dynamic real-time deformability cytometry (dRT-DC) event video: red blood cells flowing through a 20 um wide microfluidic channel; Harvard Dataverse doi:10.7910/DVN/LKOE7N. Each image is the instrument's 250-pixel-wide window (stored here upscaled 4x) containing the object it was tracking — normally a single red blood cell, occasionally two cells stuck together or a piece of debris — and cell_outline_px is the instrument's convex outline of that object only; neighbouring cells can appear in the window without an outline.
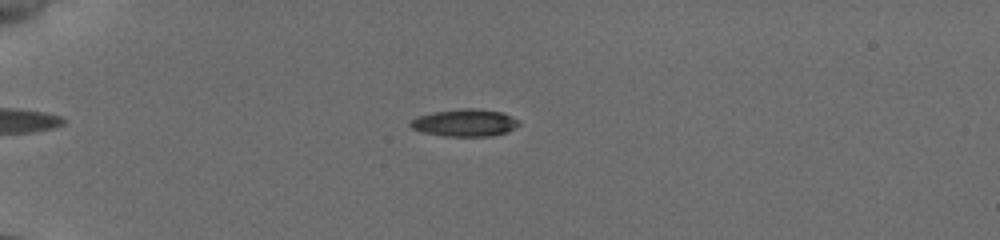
{"species": "common noctule bat (a hibernating species)", "species_latin": "Nyctalus noctula", "temperature_condition": "cold", "stored_images_in_passage": 34, "camera_frame_rate_fps": 3000, "um_per_image_px": 0.085, "animal": {"sex": "female", "body_mass_g": 19.5, "forearm_length_mm": 54.1}, "frame": {"image": 1, "passage_image": 16, "time_ms": 5.333, "image_size_px": [1000, 240], "cell_outline_px": [[520, 124], [504, 132], [492, 136], [444, 136], [424, 132], [412, 128], [408, 124], [412, 120], [420, 116], [436, 112], [468, 108], [500, 112], [516, 120]], "centroid_in_image_um": [39.47, 10.45], "position_along_channel_um": 45.5, "area_um2": 16.53}}
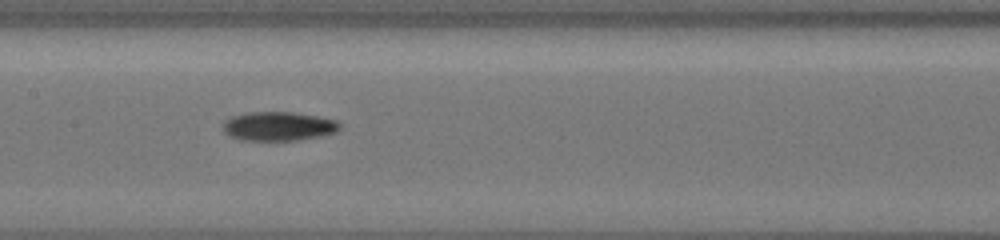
{"frame": {"image": 2, "passage_image": 29, "time_ms": 10.0, "image_size_px": [1000, 240], "cell_outline_px": [[340, 128], [336, 132], [320, 136], [296, 140], [240, 140], [224, 132], [224, 120], [232, 116], [248, 112], [292, 112], [316, 116], [336, 120], [340, 124]], "centroid_in_image_um": [23.67, 10.72], "position_along_channel_um": 183.7, "area_um2": 19.59}}
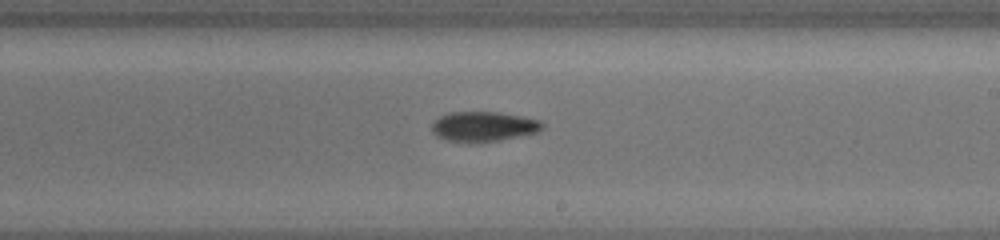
{"frame": {"image": 3, "passage_image": 34, "time_ms": 11.667, "image_size_px": [1000, 240], "cell_outline_px": [[544, 124], [536, 132], [500, 140], [480, 144], [468, 144], [448, 140], [436, 136], [432, 132], [432, 124], [440, 116], [448, 112], [496, 112], [520, 116], [540, 120]], "centroid_in_image_um": [41.04, 10.78], "position_along_channel_um": 248.0, "area_um2": 19.42}}